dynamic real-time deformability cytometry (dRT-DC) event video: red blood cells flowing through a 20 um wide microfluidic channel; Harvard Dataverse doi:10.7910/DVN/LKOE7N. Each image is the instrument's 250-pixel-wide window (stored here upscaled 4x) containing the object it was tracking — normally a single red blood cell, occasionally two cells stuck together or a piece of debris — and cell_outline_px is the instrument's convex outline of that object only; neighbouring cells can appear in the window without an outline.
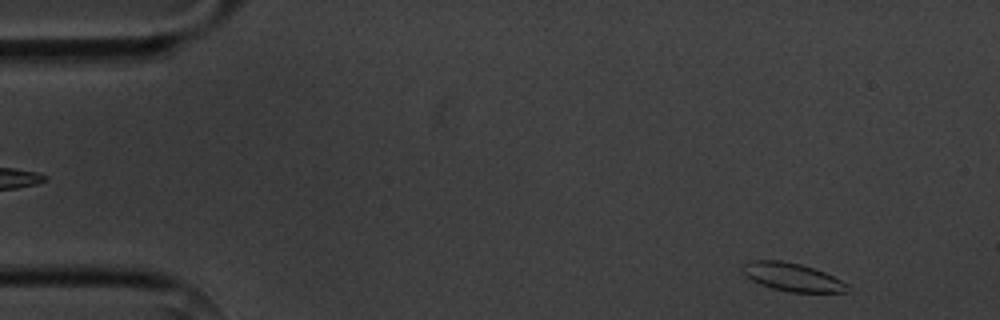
{"species": "common noctule bat (a hibernating species)", "species_latin": "Nyctalus noctula", "temperature_condition": "cold", "stored_images_in_passage": 5, "camera_frame_rate_fps": 3000, "um_per_image_px": 0.085, "animal": {"sex": "male", "body_mass_g": 20.1, "forearm_length_mm": 53.5}, "frame": {"image": 1, "passage_image": 5, "time_ms": 5.667, "image_size_px": [1000, 320], "cell_outline_px": [[848, 292], [788, 292], [772, 288], [760, 284], [744, 276], [740, 268], [748, 260], [780, 260], [800, 264], [824, 272], [848, 284]], "centroid_in_image_um": [67.28, 23.55], "position_along_channel_um": 17.7, "area_um2": 17.22}}